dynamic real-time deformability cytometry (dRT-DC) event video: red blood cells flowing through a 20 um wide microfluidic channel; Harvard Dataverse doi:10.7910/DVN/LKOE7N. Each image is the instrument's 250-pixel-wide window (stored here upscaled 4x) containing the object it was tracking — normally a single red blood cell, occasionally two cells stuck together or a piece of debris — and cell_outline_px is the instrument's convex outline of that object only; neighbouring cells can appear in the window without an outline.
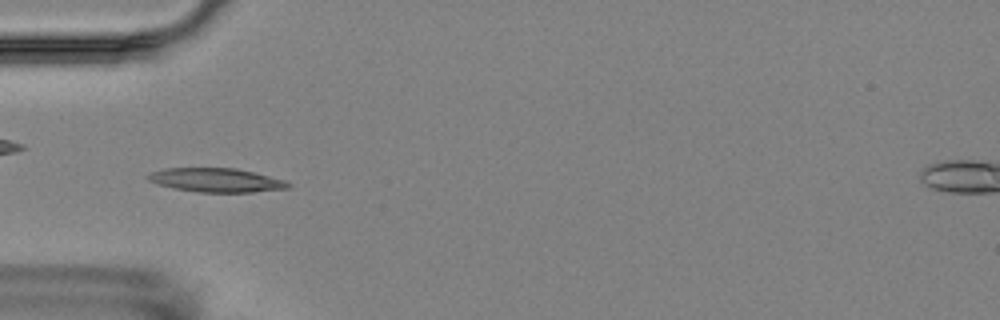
{"species": "Egyptian fruit bat (a non-hibernating species)", "species_latin": "Rousettus aegyptiacus", "temperature_condition": "room temperature", "stored_images_in_passage": 15, "camera_frame_rate_fps": 3000, "um_per_image_px": 0.085, "animal": {"sex": "female"}, "frame": {"image": 1, "passage_image": 5, "time_ms": 5.667, "image_size_px": [1000, 320], "cell_outline_px": [[292, 184], [288, 188], [252, 192], [200, 192], [172, 188], [156, 184], [148, 180], [144, 176], [152, 172], [164, 168], [236, 168], [284, 180]], "centroid_in_image_um": [18.32, 15.31], "position_along_channel_um": 66.7, "area_um2": 19.48}}
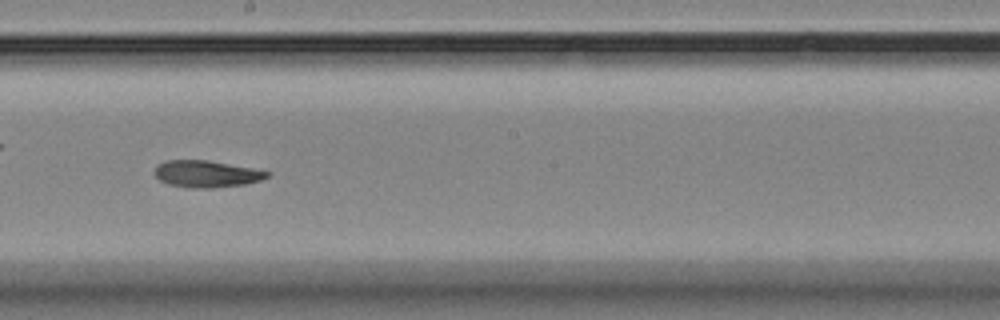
{"frame": {"image": 2, "passage_image": 9, "time_ms": 10.333, "image_size_px": [1000, 320], "cell_outline_px": [[268, 176], [260, 180], [244, 184], [212, 188], [192, 188], [168, 184], [160, 180], [152, 172], [156, 164], [168, 160], [208, 160], [252, 168], [268, 172]], "centroid_in_image_um": [17.47, 14.78], "position_along_channel_um": 230.7, "area_um2": 17.51}}
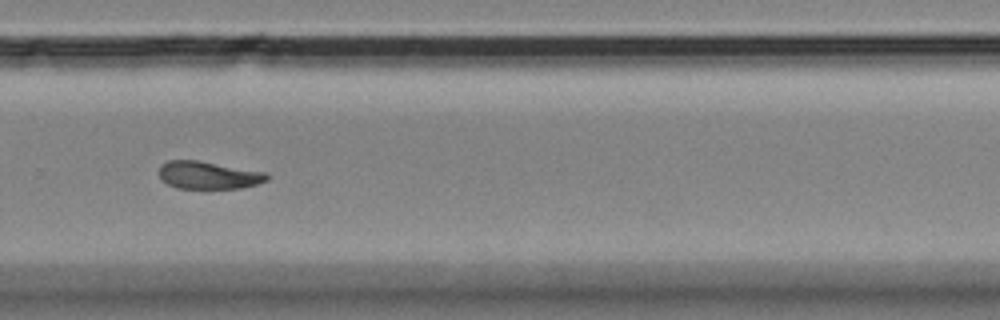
{"frame": {"image": 3, "passage_image": 11, "time_ms": 12.667, "image_size_px": [1000, 320], "cell_outline_px": [[268, 180], [256, 184], [240, 188], [176, 188], [160, 180], [160, 164], [168, 160], [200, 160], [268, 172]], "centroid_in_image_um": [17.72, 14.87], "position_along_channel_um": 312.1, "area_um2": 17.57}, "authors_computed_cell_mechanics": {"area_um2": 17.8024, "velocity_mm_per_s": 3.5205, "shape_relaxation_time_tau1_ms": 7.5681, "shape_relaxation_time_tau2_ms": 5.0792, "deformation_change_tau1": 0.1684, "deformation_change_tau2": 0.088}}